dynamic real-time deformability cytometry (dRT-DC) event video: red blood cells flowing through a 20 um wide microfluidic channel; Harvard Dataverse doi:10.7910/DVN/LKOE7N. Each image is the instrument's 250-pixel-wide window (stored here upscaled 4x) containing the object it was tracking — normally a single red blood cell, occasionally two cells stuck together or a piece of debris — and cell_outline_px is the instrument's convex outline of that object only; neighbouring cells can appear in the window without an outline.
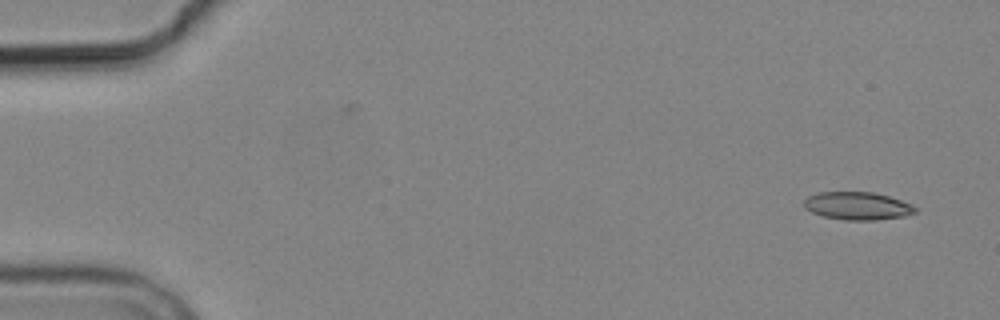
{"species": "common noctule bat (a hibernating species)", "species_latin": "Nyctalus noctula", "temperature_condition": "cold", "stored_images_in_passage": 3, "camera_frame_rate_fps": 3000, "um_per_image_px": 0.085, "animal": {"sex": "male", "body_mass_g": 19.2, "forearm_length_mm": 51.8}, "frame": {"image": 1, "passage_image": 3, "time_ms": 2.333, "image_size_px": [1000, 320], "cell_outline_px": [[916, 212], [904, 216], [876, 220], [848, 220], [824, 216], [812, 212], [804, 208], [804, 200], [808, 196], [816, 192], [872, 192], [888, 196], [912, 204], [916, 208]], "centroid_in_image_um": [72.87, 17.49], "position_along_channel_um": 12.1, "area_um2": 17.98}}